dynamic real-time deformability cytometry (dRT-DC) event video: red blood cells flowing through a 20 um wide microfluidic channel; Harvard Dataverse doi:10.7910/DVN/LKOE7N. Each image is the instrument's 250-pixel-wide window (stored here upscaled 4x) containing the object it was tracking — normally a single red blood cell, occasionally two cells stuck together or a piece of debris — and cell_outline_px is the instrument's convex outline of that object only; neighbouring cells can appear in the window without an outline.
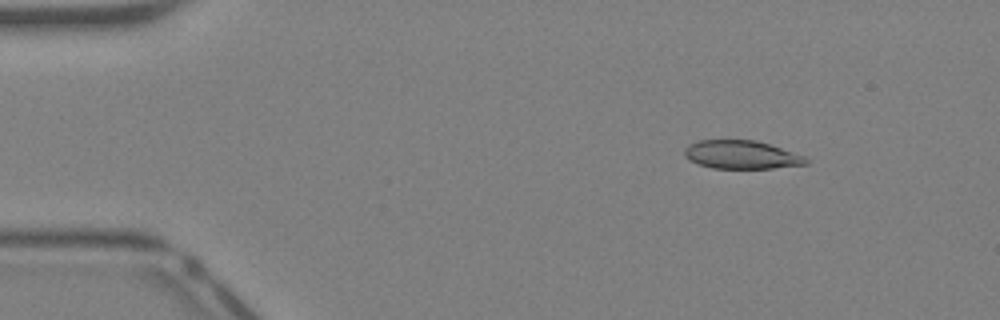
{"species": "Egyptian fruit bat (a non-hibernating species)", "species_latin": "Rousettus aegyptiacus", "temperature_condition": "warm", "stored_images_in_passage": 41, "camera_frame_rate_fps": 3000, "um_per_image_px": 0.085, "animal": {"sex": "female"}, "frame": {"image": 1, "passage_image": 6, "time_ms": 1.667, "image_size_px": [1000, 320], "cell_outline_px": [[808, 164], [772, 168], [712, 168], [688, 160], [684, 156], [684, 148], [688, 144], [696, 140], [756, 140], [804, 156], [808, 160]], "centroid_in_image_um": [62.96, 13.15], "position_along_channel_um": 22.0, "area_um2": 20.0}}
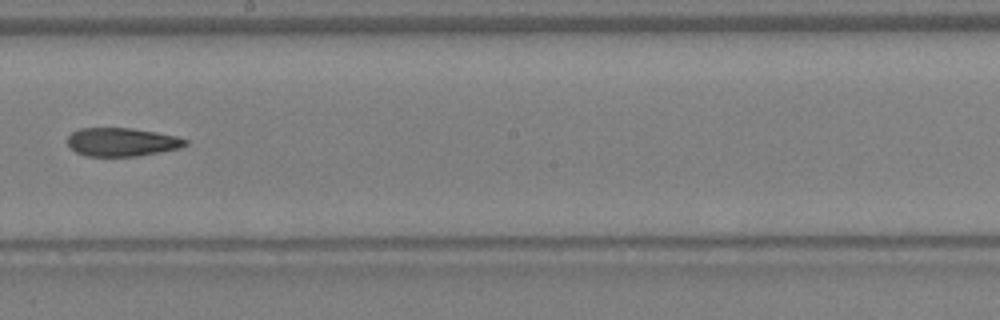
{"frame": {"image": 2, "passage_image": 24, "time_ms": 7.667, "image_size_px": [1000, 320], "cell_outline_px": [[188, 144], [180, 148], [160, 152], [136, 156], [84, 156], [76, 152], [68, 144], [68, 136], [72, 132], [80, 128], [132, 128], [156, 132], [176, 136], [188, 140]], "centroid_in_image_um": [10.37, 12.07], "position_along_channel_um": 237.8, "area_um2": 19.54}}
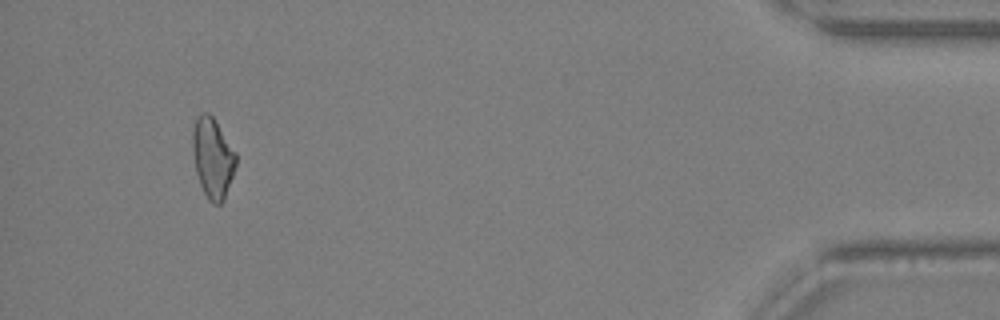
{"frame": {"image": 3, "passage_image": 39, "time_ms": 12.667, "image_size_px": [1000, 320], "cell_outline_px": [[236, 164], [224, 200], [220, 204], [212, 204], [208, 200], [200, 184], [196, 172], [192, 152], [192, 128], [196, 116], [204, 112], [208, 112], [216, 120], [236, 152]], "centroid_in_image_um": [18.06, 13.39], "position_along_channel_um": 417.1, "area_um2": 20.46}}